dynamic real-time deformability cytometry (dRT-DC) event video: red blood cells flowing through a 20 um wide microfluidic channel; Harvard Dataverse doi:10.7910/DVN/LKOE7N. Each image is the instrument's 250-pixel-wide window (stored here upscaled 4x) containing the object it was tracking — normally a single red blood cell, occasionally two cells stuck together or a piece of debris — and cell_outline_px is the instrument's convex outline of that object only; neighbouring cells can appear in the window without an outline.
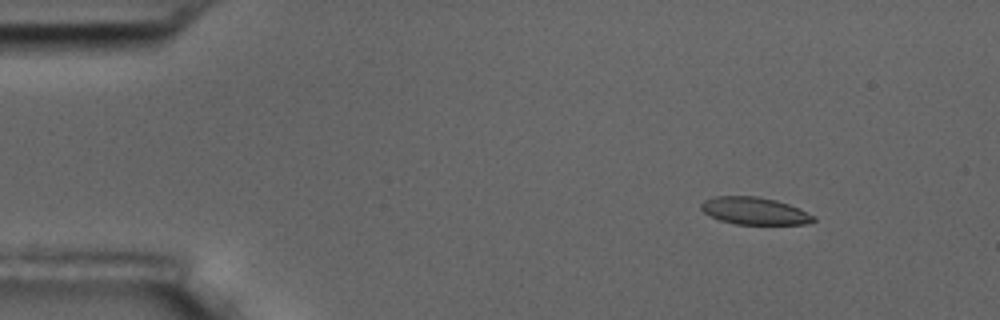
{"species": "common noctule bat (a hibernating species)", "species_latin": "Nyctalus noctula", "temperature_condition": "room temperature", "stored_images_in_passage": 4, "camera_frame_rate_fps": 3000, "um_per_image_px": 0.085, "animal": {"sex": "male", "body_mass_g": 17.5, "forearm_length_mm": 52.3}, "frame": {"image": 1, "passage_image": 1, "time_ms": 0.0, "image_size_px": [1000, 320], "cell_outline_px": [[816, 220], [808, 224], [736, 224], [720, 220], [704, 212], [700, 208], [700, 204], [704, 200], [712, 196], [756, 196], [776, 200], [800, 208], [816, 216]], "centroid_in_image_um": [64.16, 17.92], "position_along_channel_um": 20.8, "area_um2": 17.98}}
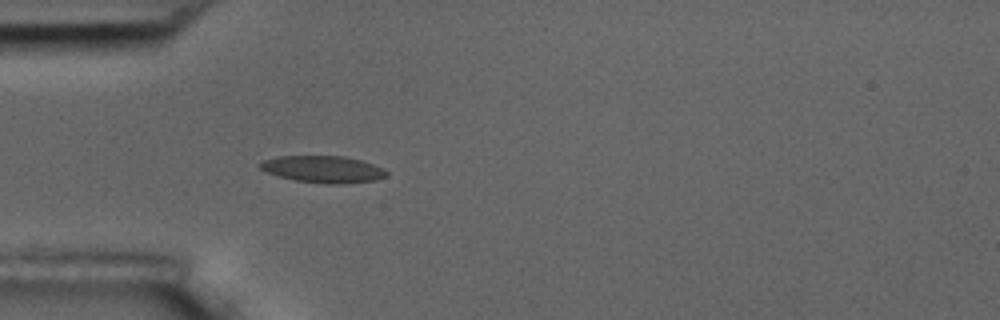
{"frame": {"image": 2, "passage_image": 4, "time_ms": 3.333, "image_size_px": [1000, 320], "cell_outline_px": [[388, 176], [376, 180], [344, 184], [328, 184], [296, 180], [280, 176], [268, 172], [260, 168], [260, 164], [264, 160], [276, 156], [344, 156], [360, 160], [384, 168], [388, 172]], "centroid_in_image_um": [27.52, 14.39], "position_along_channel_um": 57.5, "area_um2": 19.71}}